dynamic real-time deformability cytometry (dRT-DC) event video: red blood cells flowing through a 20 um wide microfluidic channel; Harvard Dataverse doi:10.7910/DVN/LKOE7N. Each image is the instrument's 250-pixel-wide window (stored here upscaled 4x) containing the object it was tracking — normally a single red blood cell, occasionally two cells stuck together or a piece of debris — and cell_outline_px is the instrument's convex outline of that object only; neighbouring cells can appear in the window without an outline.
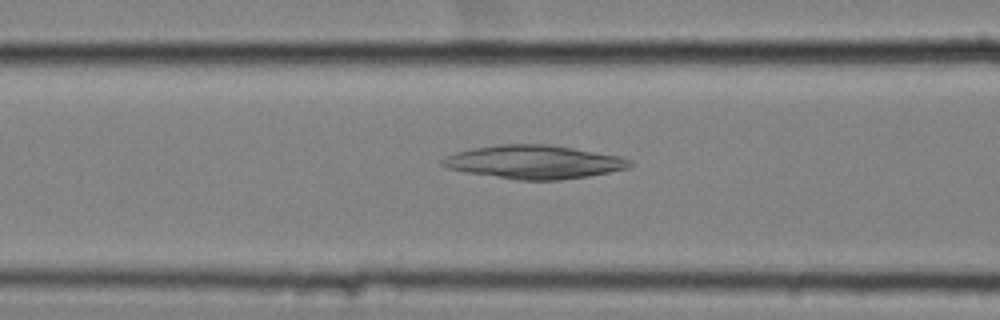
{"species": "common noctule bat (a hibernating species)", "species_latin": "Nyctalus noctula", "temperature_condition": "cold", "stored_images_in_passage": 8, "camera_frame_rate_fps": 3000, "um_per_image_px": 0.085, "animal": {"sex": "female", "body_mass_g": 25.1}, "frame": {"image": 1, "passage_image": 6, "time_ms": 1.667, "image_size_px": [1000, 320], "cell_outline_px": [[632, 164], [628, 168], [588, 176], [560, 180], [516, 180], [464, 172], [448, 168], [440, 164], [440, 160], [456, 152], [476, 148], [500, 144], [548, 144], [620, 156], [632, 160]], "centroid_in_image_um": [45.39, 13.78], "position_along_channel_um": 121.2, "area_um2": 36.41}}